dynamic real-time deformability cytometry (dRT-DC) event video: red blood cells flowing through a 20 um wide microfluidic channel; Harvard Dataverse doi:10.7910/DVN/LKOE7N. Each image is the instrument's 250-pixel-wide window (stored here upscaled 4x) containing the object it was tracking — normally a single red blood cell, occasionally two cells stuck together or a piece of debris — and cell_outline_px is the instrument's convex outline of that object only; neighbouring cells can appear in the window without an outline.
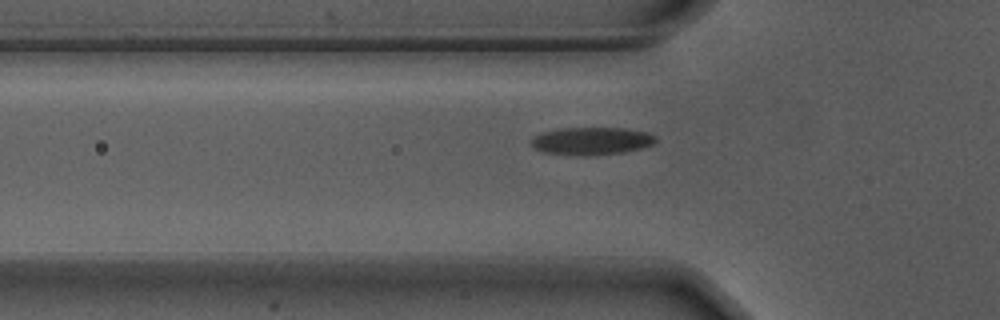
{"species": "Egyptian fruit bat (a non-hibernating species)", "species_latin": "Rousettus aegyptiacus", "temperature_condition": "warm", "stored_images_in_passage": 40, "camera_frame_rate_fps": 3000, "um_per_image_px": 0.085, "animal": {"sex": "male"}, "frame": {"image": 1, "passage_image": 10, "time_ms": 3.0, "image_size_px": [1000, 320], "cell_outline_px": [[656, 140], [652, 144], [640, 148], [624, 152], [584, 156], [580, 156], [544, 152], [532, 148], [532, 140], [536, 136], [544, 132], [564, 128], [624, 128], [648, 132], [656, 136]], "centroid_in_image_um": [50.3, 11.99], "position_along_channel_um": 75.5, "area_um2": 19.88}}
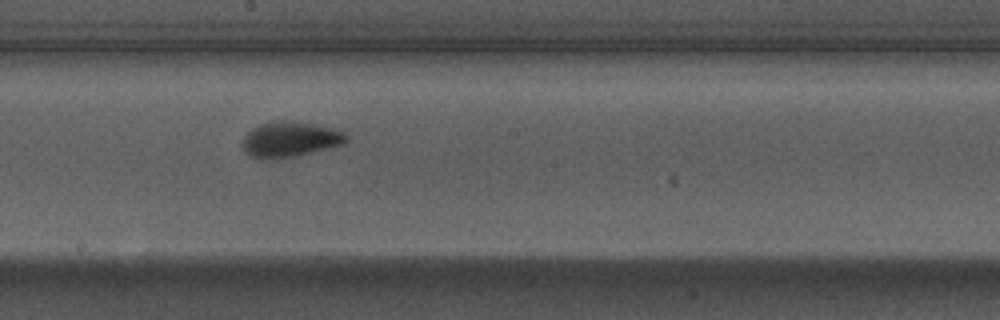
{"frame": {"image": 2, "passage_image": 22, "time_ms": 7.0, "image_size_px": [1000, 320], "cell_outline_px": [[348, 140], [344, 144], [296, 156], [264, 160], [260, 160], [248, 156], [244, 148], [244, 136], [252, 128], [260, 124], [272, 120], [284, 120], [316, 124], [336, 128], [344, 132], [348, 136]], "centroid_in_image_um": [24.67, 11.84], "position_along_channel_um": 223.5, "area_um2": 21.68}}
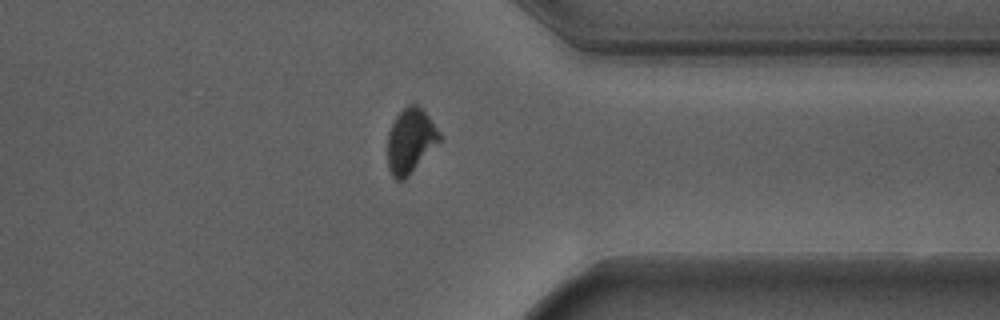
{"frame": {"image": 3, "passage_image": 35, "time_ms": 11.333, "image_size_px": [1000, 320], "cell_outline_px": [[440, 140], [408, 176], [404, 180], [396, 180], [392, 176], [388, 168], [388, 132], [396, 116], [408, 104], [416, 104], [428, 116], [440, 132]], "centroid_in_image_um": [34.86, 11.97], "position_along_channel_um": 376.5, "area_um2": 19.19}}